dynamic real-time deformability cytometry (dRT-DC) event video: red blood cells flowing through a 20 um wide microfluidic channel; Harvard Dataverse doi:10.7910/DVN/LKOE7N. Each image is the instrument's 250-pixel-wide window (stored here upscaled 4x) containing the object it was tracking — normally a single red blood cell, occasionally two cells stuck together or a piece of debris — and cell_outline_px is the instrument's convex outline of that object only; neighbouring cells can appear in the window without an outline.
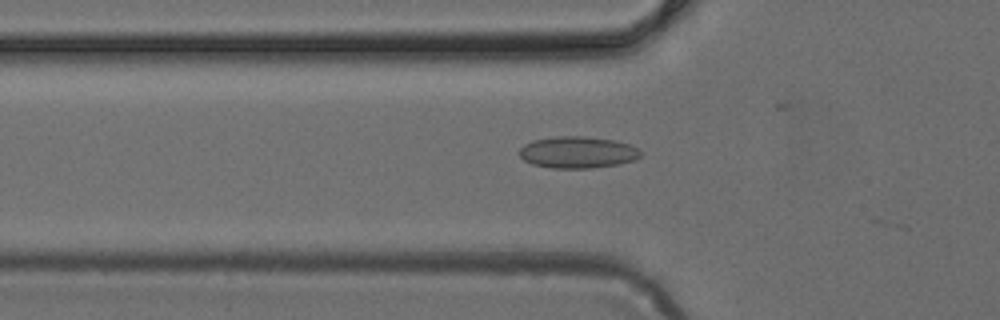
{"species": "common noctule bat (a hibernating species)", "species_latin": "Nyctalus noctula", "temperature_condition": "cold", "stored_images_in_passage": 4, "camera_frame_rate_fps": 3000, "um_per_image_px": 0.085, "animal": {"sex": "female", "body_mass_g": 24.6, "forearm_length_mm": 56.2}, "frame": {"image": 1, "passage_image": 3, "time_ms": 0.667, "image_size_px": [1000, 320], "cell_outline_px": [[644, 152], [636, 160], [620, 164], [592, 168], [552, 168], [532, 164], [524, 160], [520, 156], [520, 148], [524, 144], [532, 140], [556, 136], [584, 136], [612, 140], [628, 144]], "centroid_in_image_um": [49.11, 12.95], "position_along_channel_um": 76.7, "area_um2": 22.48}}